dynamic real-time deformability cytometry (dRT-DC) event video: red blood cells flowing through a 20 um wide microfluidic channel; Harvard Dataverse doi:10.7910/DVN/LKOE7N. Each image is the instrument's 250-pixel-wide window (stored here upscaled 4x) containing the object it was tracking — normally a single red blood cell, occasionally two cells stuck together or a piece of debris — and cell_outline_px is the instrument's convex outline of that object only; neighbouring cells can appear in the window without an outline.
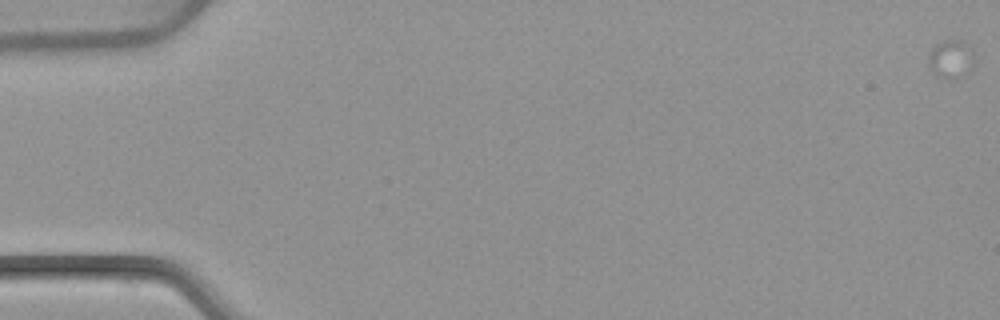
{"species": "common noctule bat (a hibernating species)", "species_latin": "Nyctalus noctula", "temperature_condition": "warm", "stored_images_in_passage": 1, "camera_frame_rate_fps": 3000, "um_per_image_px": 0.085, "animal": {"sex": "female", "body_mass_g": 22.7, "forearm_length_mm": 54.2}, "frame": {"image": 1, "passage_image": 1, "time_ms": 0.0, "image_size_px": [1000, 320], "cell_outline_px": [[972, 68], [964, 76], [956, 80], [944, 80], [936, 76], [928, 64], [928, 60], [936, 44], [944, 40], [960, 40], [972, 48]], "centroid_in_image_um": [80.84, 5.08], "position_along_channel_um": 4.2, "area_um2": 10.29}}